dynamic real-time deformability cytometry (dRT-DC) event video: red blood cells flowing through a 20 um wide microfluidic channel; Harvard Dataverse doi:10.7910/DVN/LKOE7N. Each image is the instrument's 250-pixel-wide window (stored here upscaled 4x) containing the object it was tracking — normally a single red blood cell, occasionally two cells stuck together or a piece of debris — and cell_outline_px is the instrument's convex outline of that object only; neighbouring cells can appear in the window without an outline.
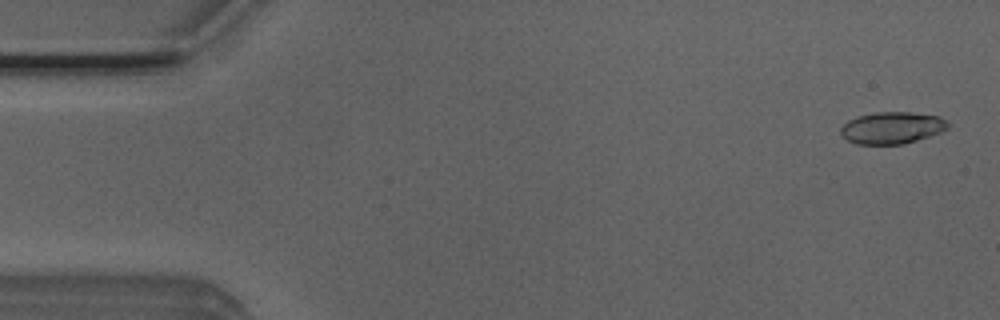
{"species": "Egyptian fruit bat (a non-hibernating species)", "species_latin": "Rousettus aegyptiacus", "temperature_condition": "room temperature", "stored_images_in_passage": 4, "camera_frame_rate_fps": 3000, "um_per_image_px": 0.085, "animal": {"sex": "male"}, "frame": {"image": 1, "passage_image": 1, "time_ms": 0.0, "image_size_px": [1000, 320], "cell_outline_px": [[948, 128], [940, 132], [904, 144], [856, 144], [840, 136], [840, 128], [848, 120], [856, 116], [876, 112], [912, 112], [940, 116], [948, 120]], "centroid_in_image_um": [75.8, 10.85], "position_along_channel_um": 9.2, "area_um2": 20.06}}